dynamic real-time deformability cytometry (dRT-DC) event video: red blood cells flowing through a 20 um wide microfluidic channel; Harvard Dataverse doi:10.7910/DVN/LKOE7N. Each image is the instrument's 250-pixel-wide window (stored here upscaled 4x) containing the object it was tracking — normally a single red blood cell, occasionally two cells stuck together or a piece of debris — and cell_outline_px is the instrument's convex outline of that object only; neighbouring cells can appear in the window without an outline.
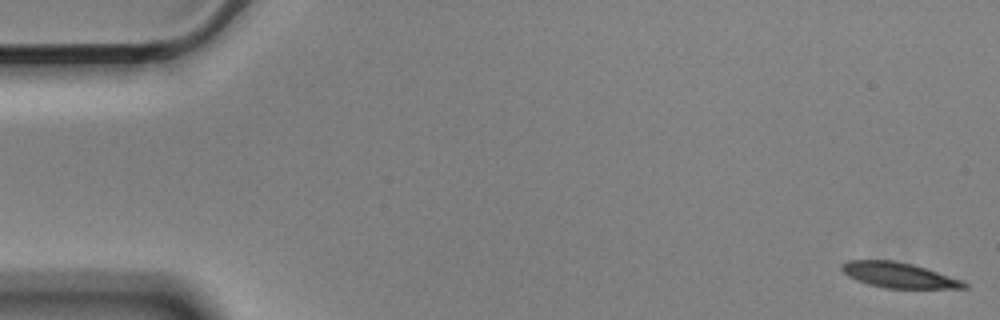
{"species": "Egyptian fruit bat (a non-hibernating species)", "species_latin": "Rousettus aegyptiacus", "temperature_condition": "cold", "stored_images_in_passage": 12, "camera_frame_rate_fps": 3000, "um_per_image_px": 0.085, "animal": {"sex": "male"}, "frame": {"image": 1, "passage_image": 1, "time_ms": 0.0, "image_size_px": [1000, 320], "cell_outline_px": [[968, 288], [884, 288], [868, 284], [856, 280], [848, 276], [840, 268], [840, 264], [848, 260], [896, 260], [912, 264], [960, 280], [968, 284]], "centroid_in_image_um": [76.32, 23.38], "position_along_channel_um": 8.7, "area_um2": 17.86}}